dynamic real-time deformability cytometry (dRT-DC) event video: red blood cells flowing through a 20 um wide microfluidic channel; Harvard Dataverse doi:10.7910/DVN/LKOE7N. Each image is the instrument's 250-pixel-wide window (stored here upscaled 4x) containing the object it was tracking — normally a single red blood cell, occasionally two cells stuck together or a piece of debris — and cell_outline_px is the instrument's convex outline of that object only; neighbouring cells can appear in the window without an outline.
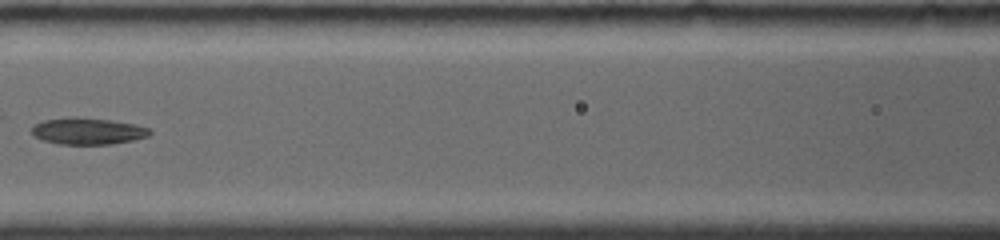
{"species": "common noctule bat (a hibernating species)", "species_latin": "Nyctalus noctula", "temperature_condition": "room temperature", "stored_images_in_passage": 8, "camera_frame_rate_fps": 4000, "um_per_image_px": 0.085, "animal": {"sex": "female", "body_mass_g": 19.0, "forearm_length_mm": 56.7}, "frame": {"image": 1, "passage_image": 6, "time_ms": 2.75, "image_size_px": [1000, 240], "cell_outline_px": [[152, 132], [148, 136], [132, 140], [112, 144], [60, 144], [44, 140], [36, 136], [32, 132], [32, 128], [36, 124], [44, 120], [68, 116], [76, 116], [112, 120], [136, 124], [148, 128]], "centroid_in_image_um": [7.48, 11.12], "position_along_channel_um": 159.1, "area_um2": 18.32}}
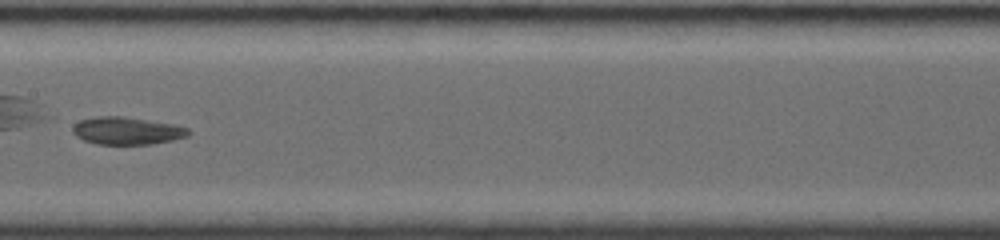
{"frame": {"image": 2, "passage_image": 8, "time_ms": 3.75, "image_size_px": [1000, 240], "cell_outline_px": [[192, 132], [188, 136], [172, 140], [152, 144], [96, 144], [84, 140], [76, 136], [72, 132], [72, 124], [80, 120], [96, 116], [124, 116], [176, 124], [188, 128]], "centroid_in_image_um": [10.79, 11.1], "position_along_channel_um": 196.6, "area_um2": 18.84}}